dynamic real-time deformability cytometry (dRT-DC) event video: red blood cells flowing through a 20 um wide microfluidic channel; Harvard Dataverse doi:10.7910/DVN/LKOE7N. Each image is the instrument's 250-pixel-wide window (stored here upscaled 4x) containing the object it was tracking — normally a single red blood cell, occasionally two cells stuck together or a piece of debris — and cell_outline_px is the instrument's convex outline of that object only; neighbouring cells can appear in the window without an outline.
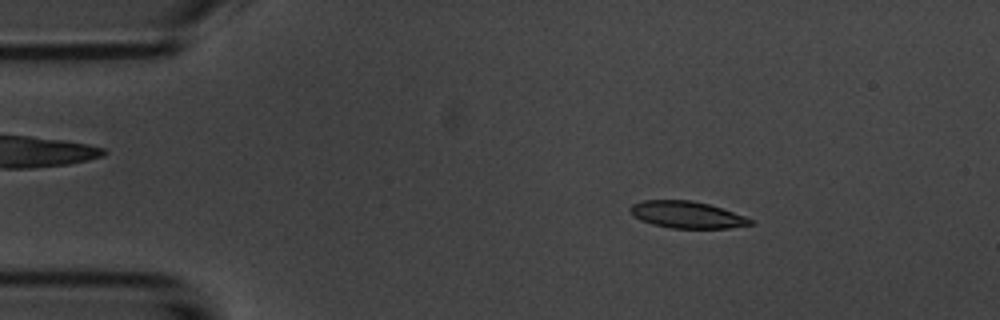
{"species": "common noctule bat (a hibernating species)", "species_latin": "Nyctalus noctula", "temperature_condition": "room temperature", "stored_images_in_passage": 49, "camera_frame_rate_fps": 3000, "um_per_image_px": 0.085, "animal": {"sex": "male", "body_mass_g": 20.1, "forearm_length_mm": 53.5}, "frame": {"image": 1, "passage_image": 4, "time_ms": 1.0, "image_size_px": [1000, 320], "cell_outline_px": [[756, 224], [728, 228], [672, 228], [652, 224], [640, 220], [632, 216], [628, 212], [628, 208], [632, 204], [644, 200], [692, 200], [708, 204], [756, 220]], "centroid_in_image_um": [58.37, 18.25], "position_along_channel_um": 26.6, "area_um2": 18.96}}
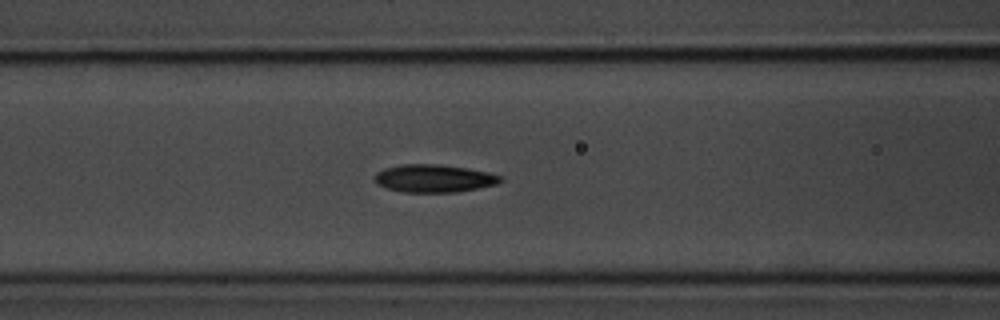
{"frame": {"image": 2, "passage_image": 17, "time_ms": 5.333, "image_size_px": [1000, 320], "cell_outline_px": [[504, 180], [496, 184], [456, 192], [400, 192], [376, 184], [376, 172], [384, 168], [404, 164], [436, 164], [464, 168], [488, 172], [504, 176]], "centroid_in_image_um": [36.89, 15.16], "position_along_channel_um": 129.7, "area_um2": 20.23}}
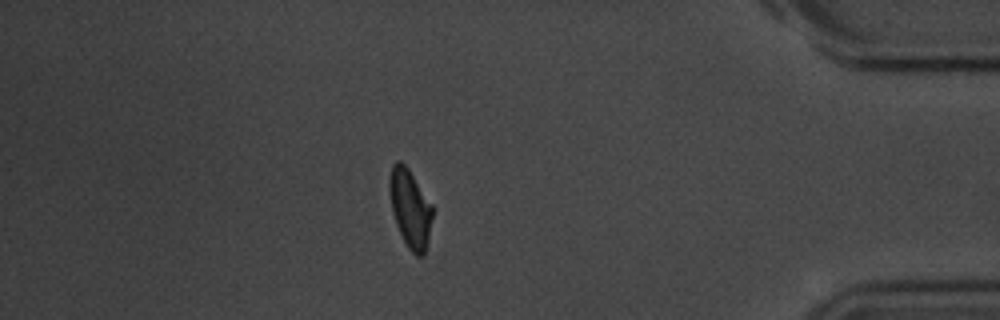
{"frame": {"image": 3, "passage_image": 42, "time_ms": 13.667, "image_size_px": [1000, 320], "cell_outline_px": [[432, 216], [428, 240], [424, 256], [416, 256], [408, 248], [396, 224], [392, 212], [388, 188], [388, 180], [392, 164], [396, 160], [400, 160], [408, 168], [432, 204]], "centroid_in_image_um": [34.84, 17.69], "position_along_channel_um": 400.4, "area_um2": 19.65}, "authors_computed_cell_mechanics": {"area_um2": 19.7676, "velocity_mm_per_s": 3.7322, "shape_relaxation_time_tau1_ms": 2.3261, "shape_relaxation_time_tau2_ms": 4.1217, "deformation_change_tau1": 0.1347, "deformation_change_tau2": 0.1001}}